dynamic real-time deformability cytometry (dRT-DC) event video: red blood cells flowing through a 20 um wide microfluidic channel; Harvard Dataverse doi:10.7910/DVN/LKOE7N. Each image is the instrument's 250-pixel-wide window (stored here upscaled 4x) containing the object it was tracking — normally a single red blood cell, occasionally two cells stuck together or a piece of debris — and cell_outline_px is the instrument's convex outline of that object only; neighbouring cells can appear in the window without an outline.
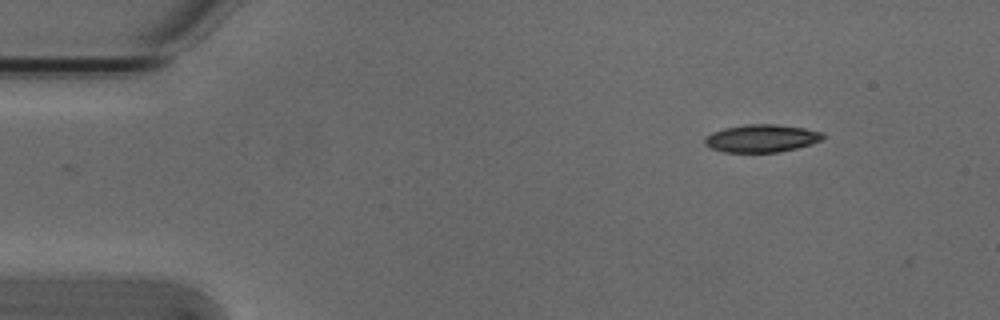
{"species": "Egyptian fruit bat (a non-hibernating species)", "species_latin": "Rousettus aegyptiacus", "temperature_condition": "cold", "stored_images_in_passage": 38, "camera_frame_rate_fps": 3000, "um_per_image_px": 0.085, "animal": {"sex": "male"}, "frame": {"image": 1, "passage_image": 1, "time_ms": 0.0, "image_size_px": [1000, 320], "cell_outline_px": [[824, 136], [820, 140], [796, 148], [776, 152], [724, 152], [712, 148], [704, 144], [704, 140], [712, 132], [724, 128], [744, 124], [776, 124], [804, 128], [824, 132]], "centroid_in_image_um": [64.71, 11.75], "position_along_channel_um": 20.3, "area_um2": 18.9}}
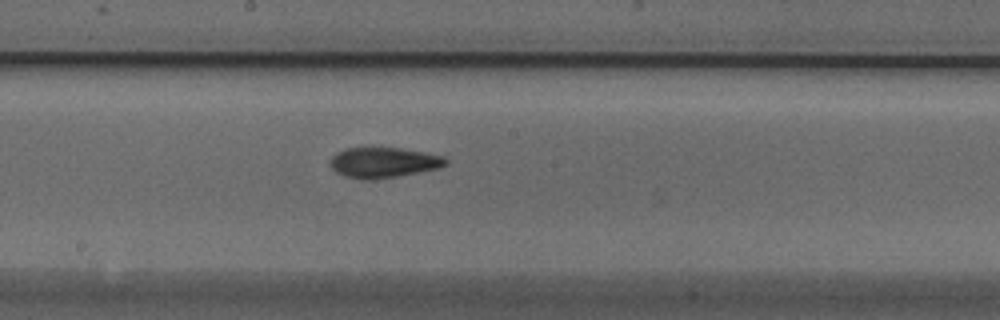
{"frame": {"image": 2, "passage_image": 23, "time_ms": 7.333, "image_size_px": [1000, 320], "cell_outline_px": [[448, 164], [436, 168], [396, 176], [368, 180], [344, 176], [336, 172], [332, 168], [332, 156], [336, 152], [344, 148], [400, 148], [424, 152], [444, 156], [448, 160]], "centroid_in_image_um": [32.59, 13.8], "position_along_channel_um": 215.6, "area_um2": 20.11}}
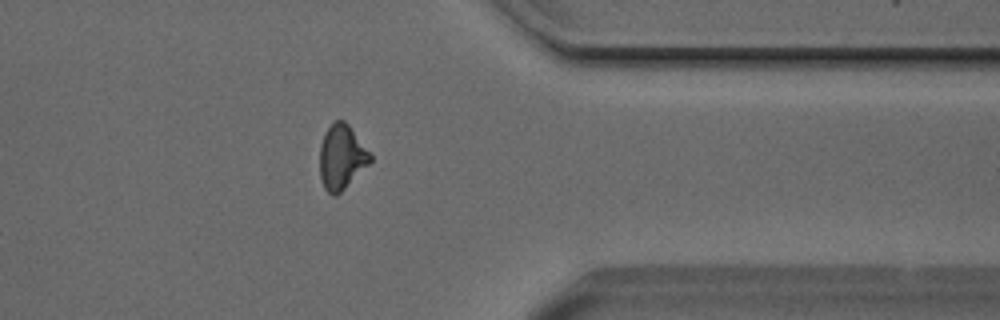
{"frame": {"image": 3, "passage_image": 37, "time_ms": 12.0, "image_size_px": [1000, 320], "cell_outline_px": [[372, 160], [336, 196], [332, 196], [324, 188], [320, 176], [320, 144], [324, 132], [332, 120], [344, 120], [348, 124], [372, 156]], "centroid_in_image_um": [29.0, 13.32], "position_along_channel_um": 382.4, "area_um2": 18.84}, "authors_computed_cell_mechanics": {"area_um2": 19.8543, "velocity_mm_per_s": 3.8325, "shape_relaxation_time_tau1_ms": 3.9745, "shape_relaxation_time_tau2_ms": 3.5289, "deformation_change_tau1": 0.1476, "deformation_change_tau2": 0.1088}}